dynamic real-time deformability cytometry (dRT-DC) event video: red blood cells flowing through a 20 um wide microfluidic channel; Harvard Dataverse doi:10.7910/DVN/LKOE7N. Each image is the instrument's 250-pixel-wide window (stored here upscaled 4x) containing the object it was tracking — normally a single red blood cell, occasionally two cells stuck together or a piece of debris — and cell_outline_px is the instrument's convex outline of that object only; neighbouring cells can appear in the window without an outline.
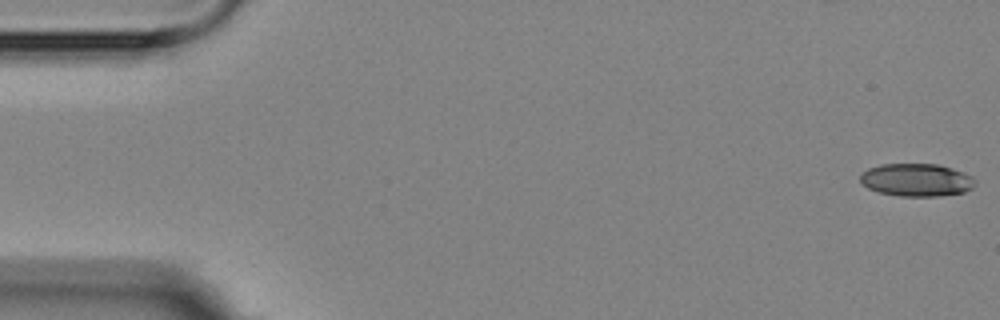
{"species": "Egyptian fruit bat (a non-hibernating species)", "species_latin": "Rousettus aegyptiacus", "temperature_condition": "room temperature", "stored_images_in_passage": 15, "camera_frame_rate_fps": 3000, "um_per_image_px": 0.085, "animal": {"sex": "female"}, "frame": {"image": 1, "passage_image": 1, "time_ms": 0.0, "image_size_px": [1000, 320], "cell_outline_px": [[976, 184], [972, 188], [964, 192], [940, 196], [900, 196], [880, 192], [868, 188], [860, 184], [860, 176], [868, 168], [880, 164], [936, 164], [952, 168], [964, 172], [972, 176], [976, 180]], "centroid_in_image_um": [77.92, 15.29], "position_along_channel_um": 7.1, "area_um2": 22.08}}
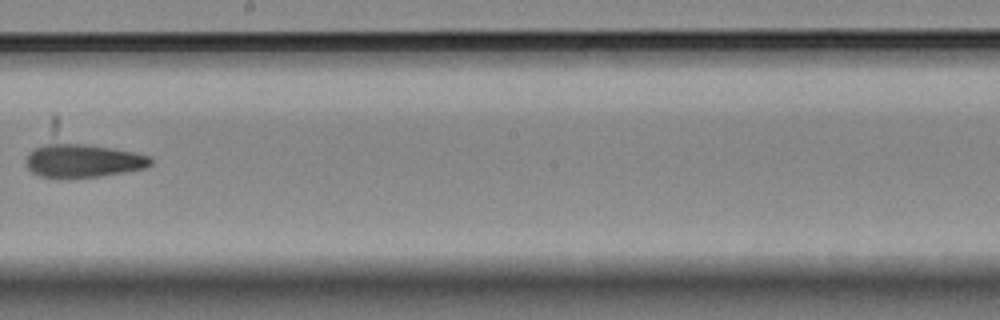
{"frame": {"image": 2, "passage_image": 9, "time_ms": 10.333, "image_size_px": [1000, 320], "cell_outline_px": [[152, 164], [148, 168], [100, 176], [68, 180], [40, 176], [32, 172], [28, 168], [28, 156], [52, 116], [56, 116], [152, 156]], "centroid_in_image_um": [6.91, 13.04], "position_along_channel_um": 241.3, "area_um2": 35.32}}
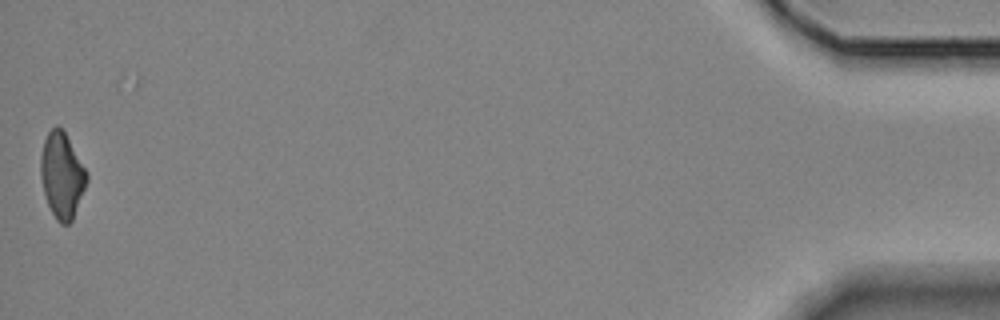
{"frame": {"image": 3, "passage_image": 15, "time_ms": 18.333, "image_size_px": [1000, 320], "cell_outline_px": [[88, 180], [72, 220], [68, 224], [60, 224], [56, 220], [48, 204], [44, 192], [40, 176], [40, 156], [44, 140], [48, 132], [56, 124], [64, 132], [88, 172]], "centroid_in_image_um": [5.26, 14.91], "position_along_channel_um": 429.9, "area_um2": 22.83}, "authors_computed_cell_mechanics": {"area_um2": 23.2934, "velocity_mm_per_s": 3.5621, "shape_relaxation_time_tau1_ms": null, "shape_relaxation_time_tau2_ms": 5.4878, "deformation_change_tau1": null, "deformation_change_tau2": 0.1524}}